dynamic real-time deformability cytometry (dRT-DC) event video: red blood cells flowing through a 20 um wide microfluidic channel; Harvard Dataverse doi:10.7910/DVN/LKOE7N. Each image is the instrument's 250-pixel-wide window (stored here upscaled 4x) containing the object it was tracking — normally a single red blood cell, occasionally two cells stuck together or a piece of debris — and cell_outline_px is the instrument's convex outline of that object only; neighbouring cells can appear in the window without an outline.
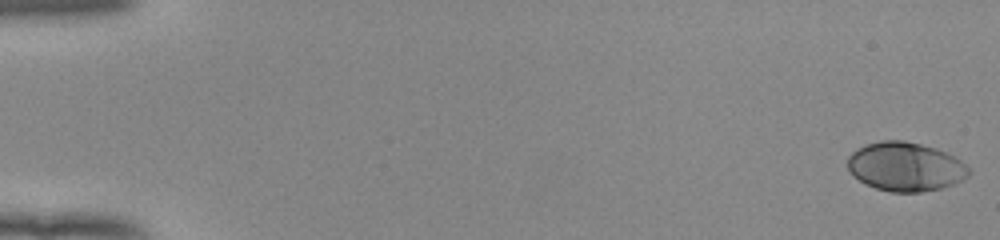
{"species": "human", "species_latin": "Homo sapiens", "temperature_condition": "room temperature", "stored_images_in_passage": 53, "camera_frame_rate_fps": 3000, "um_per_image_px": 0.085, "donor": {"sex": "female"}, "frame": {"image": 1, "passage_image": 1, "time_ms": 0.0, "image_size_px": [1000, 240], "cell_outline_px": [[968, 176], [952, 184], [940, 188], [920, 192], [892, 192], [876, 188], [864, 184], [852, 176], [848, 172], [848, 156], [856, 148], [864, 144], [880, 140], [904, 140], [936, 148], [956, 156], [968, 168]], "centroid_in_image_um": [76.9, 14.15], "position_along_channel_um": 8.1, "area_um2": 34.74}}
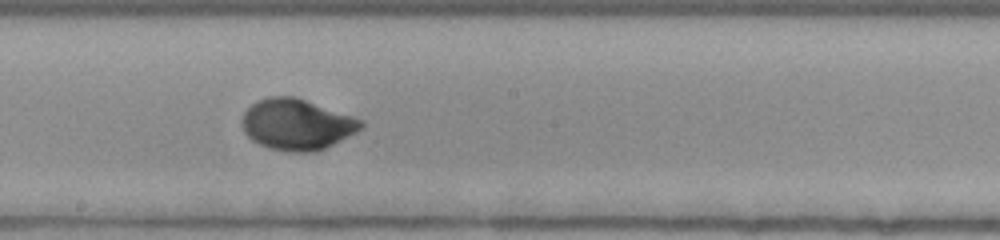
{"frame": {"image": 2, "passage_image": 31, "time_ms": 10.0, "image_size_px": [1000, 240], "cell_outline_px": [[364, 124], [356, 132], [316, 152], [288, 152], [268, 148], [252, 140], [244, 132], [240, 124], [240, 120], [244, 112], [252, 104], [268, 96], [296, 96], [364, 120]], "centroid_in_image_um": [25.2, 10.57], "position_along_channel_um": 223.0, "area_um2": 35.43}}
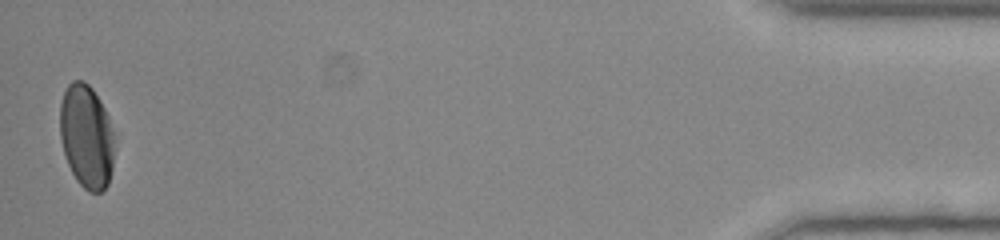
{"frame": {"image": 3, "passage_image": 53, "time_ms": 17.333, "image_size_px": [1000, 240], "cell_outline_px": [[112, 168], [108, 184], [100, 192], [88, 192], [76, 180], [68, 164], [60, 140], [60, 104], [64, 92], [68, 84], [72, 80], [84, 80], [92, 88], [100, 100], [108, 116], [112, 132]], "centroid_in_image_um": [7.32, 11.57], "position_along_channel_um": 427.9, "area_um2": 32.66}, "authors_computed_cell_mechanics": {"area_um2": 33.813, "velocity_mm_per_s": 3.9224, "shape_relaxation_time_tau1_ms": 3.5325, "shape_relaxation_time_tau2_ms": null, "deformation_change_tau1": 0.1756, "deformation_change_tau2": null}}